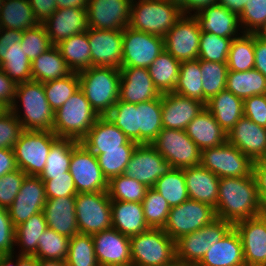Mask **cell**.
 <instances>
[{
	"mask_svg": "<svg viewBox=\"0 0 266 266\" xmlns=\"http://www.w3.org/2000/svg\"><path fill=\"white\" fill-rule=\"evenodd\" d=\"M23 131L20 121L11 110L0 117V148L14 149Z\"/></svg>",
	"mask_w": 266,
	"mask_h": 266,
	"instance_id": "58",
	"label": "cell"
},
{
	"mask_svg": "<svg viewBox=\"0 0 266 266\" xmlns=\"http://www.w3.org/2000/svg\"><path fill=\"white\" fill-rule=\"evenodd\" d=\"M46 99L54 112L80 88L77 72L43 83Z\"/></svg>",
	"mask_w": 266,
	"mask_h": 266,
	"instance_id": "47",
	"label": "cell"
},
{
	"mask_svg": "<svg viewBox=\"0 0 266 266\" xmlns=\"http://www.w3.org/2000/svg\"><path fill=\"white\" fill-rule=\"evenodd\" d=\"M78 141L59 138L47 156L44 170L38 176L41 180H50L52 176L65 175L69 171L72 151Z\"/></svg>",
	"mask_w": 266,
	"mask_h": 266,
	"instance_id": "42",
	"label": "cell"
},
{
	"mask_svg": "<svg viewBox=\"0 0 266 266\" xmlns=\"http://www.w3.org/2000/svg\"><path fill=\"white\" fill-rule=\"evenodd\" d=\"M244 116L266 128V94L255 95L243 100Z\"/></svg>",
	"mask_w": 266,
	"mask_h": 266,
	"instance_id": "61",
	"label": "cell"
},
{
	"mask_svg": "<svg viewBox=\"0 0 266 266\" xmlns=\"http://www.w3.org/2000/svg\"><path fill=\"white\" fill-rule=\"evenodd\" d=\"M225 89L243 100L255 95H264L266 77L255 68L244 72L228 71Z\"/></svg>",
	"mask_w": 266,
	"mask_h": 266,
	"instance_id": "40",
	"label": "cell"
},
{
	"mask_svg": "<svg viewBox=\"0 0 266 266\" xmlns=\"http://www.w3.org/2000/svg\"><path fill=\"white\" fill-rule=\"evenodd\" d=\"M52 46L43 24L23 31L21 47L32 62Z\"/></svg>",
	"mask_w": 266,
	"mask_h": 266,
	"instance_id": "56",
	"label": "cell"
},
{
	"mask_svg": "<svg viewBox=\"0 0 266 266\" xmlns=\"http://www.w3.org/2000/svg\"><path fill=\"white\" fill-rule=\"evenodd\" d=\"M38 266H68L66 260L38 259Z\"/></svg>",
	"mask_w": 266,
	"mask_h": 266,
	"instance_id": "72",
	"label": "cell"
},
{
	"mask_svg": "<svg viewBox=\"0 0 266 266\" xmlns=\"http://www.w3.org/2000/svg\"><path fill=\"white\" fill-rule=\"evenodd\" d=\"M23 32L0 28V68L17 85L32 80L31 61L21 47Z\"/></svg>",
	"mask_w": 266,
	"mask_h": 266,
	"instance_id": "15",
	"label": "cell"
},
{
	"mask_svg": "<svg viewBox=\"0 0 266 266\" xmlns=\"http://www.w3.org/2000/svg\"><path fill=\"white\" fill-rule=\"evenodd\" d=\"M130 250L132 266H163L176 261V242L159 228L131 236Z\"/></svg>",
	"mask_w": 266,
	"mask_h": 266,
	"instance_id": "6",
	"label": "cell"
},
{
	"mask_svg": "<svg viewBox=\"0 0 266 266\" xmlns=\"http://www.w3.org/2000/svg\"><path fill=\"white\" fill-rule=\"evenodd\" d=\"M69 172L77 193L107 192L108 190V180L98 164L97 157L80 142L74 145Z\"/></svg>",
	"mask_w": 266,
	"mask_h": 266,
	"instance_id": "13",
	"label": "cell"
},
{
	"mask_svg": "<svg viewBox=\"0 0 266 266\" xmlns=\"http://www.w3.org/2000/svg\"><path fill=\"white\" fill-rule=\"evenodd\" d=\"M80 89L99 116H106L119 100L118 68L91 66L78 73Z\"/></svg>",
	"mask_w": 266,
	"mask_h": 266,
	"instance_id": "3",
	"label": "cell"
},
{
	"mask_svg": "<svg viewBox=\"0 0 266 266\" xmlns=\"http://www.w3.org/2000/svg\"><path fill=\"white\" fill-rule=\"evenodd\" d=\"M134 149L103 150L97 155L98 164L109 181L112 177L124 174Z\"/></svg>",
	"mask_w": 266,
	"mask_h": 266,
	"instance_id": "54",
	"label": "cell"
},
{
	"mask_svg": "<svg viewBox=\"0 0 266 266\" xmlns=\"http://www.w3.org/2000/svg\"><path fill=\"white\" fill-rule=\"evenodd\" d=\"M183 173L189 199L206 203L215 209L220 178L201 165L183 168Z\"/></svg>",
	"mask_w": 266,
	"mask_h": 266,
	"instance_id": "31",
	"label": "cell"
},
{
	"mask_svg": "<svg viewBox=\"0 0 266 266\" xmlns=\"http://www.w3.org/2000/svg\"><path fill=\"white\" fill-rule=\"evenodd\" d=\"M3 1H4V0H0V10H1V8H2Z\"/></svg>",
	"mask_w": 266,
	"mask_h": 266,
	"instance_id": "77",
	"label": "cell"
},
{
	"mask_svg": "<svg viewBox=\"0 0 266 266\" xmlns=\"http://www.w3.org/2000/svg\"><path fill=\"white\" fill-rule=\"evenodd\" d=\"M142 206L149 228L163 229L171 209L165 198L155 189L148 188L142 200Z\"/></svg>",
	"mask_w": 266,
	"mask_h": 266,
	"instance_id": "51",
	"label": "cell"
},
{
	"mask_svg": "<svg viewBox=\"0 0 266 266\" xmlns=\"http://www.w3.org/2000/svg\"><path fill=\"white\" fill-rule=\"evenodd\" d=\"M238 232L246 266H266V218L258 215L233 225Z\"/></svg>",
	"mask_w": 266,
	"mask_h": 266,
	"instance_id": "22",
	"label": "cell"
},
{
	"mask_svg": "<svg viewBox=\"0 0 266 266\" xmlns=\"http://www.w3.org/2000/svg\"><path fill=\"white\" fill-rule=\"evenodd\" d=\"M183 15H195L204 8L218 4V0H176ZM194 11L192 14L191 12Z\"/></svg>",
	"mask_w": 266,
	"mask_h": 266,
	"instance_id": "65",
	"label": "cell"
},
{
	"mask_svg": "<svg viewBox=\"0 0 266 266\" xmlns=\"http://www.w3.org/2000/svg\"><path fill=\"white\" fill-rule=\"evenodd\" d=\"M214 219L216 215L213 207L188 199L171 207L163 230L176 242L179 238L209 225Z\"/></svg>",
	"mask_w": 266,
	"mask_h": 266,
	"instance_id": "10",
	"label": "cell"
},
{
	"mask_svg": "<svg viewBox=\"0 0 266 266\" xmlns=\"http://www.w3.org/2000/svg\"><path fill=\"white\" fill-rule=\"evenodd\" d=\"M204 107L201 101L175 92L162 94V127L185 130Z\"/></svg>",
	"mask_w": 266,
	"mask_h": 266,
	"instance_id": "26",
	"label": "cell"
},
{
	"mask_svg": "<svg viewBox=\"0 0 266 266\" xmlns=\"http://www.w3.org/2000/svg\"><path fill=\"white\" fill-rule=\"evenodd\" d=\"M138 1V2H137ZM132 0L129 27L164 37L183 16L175 0Z\"/></svg>",
	"mask_w": 266,
	"mask_h": 266,
	"instance_id": "4",
	"label": "cell"
},
{
	"mask_svg": "<svg viewBox=\"0 0 266 266\" xmlns=\"http://www.w3.org/2000/svg\"><path fill=\"white\" fill-rule=\"evenodd\" d=\"M48 228L43 211L32 215L15 227V246L21 247L19 255L33 256L37 251L41 233Z\"/></svg>",
	"mask_w": 266,
	"mask_h": 266,
	"instance_id": "41",
	"label": "cell"
},
{
	"mask_svg": "<svg viewBox=\"0 0 266 266\" xmlns=\"http://www.w3.org/2000/svg\"><path fill=\"white\" fill-rule=\"evenodd\" d=\"M17 168L13 149L0 148V178Z\"/></svg>",
	"mask_w": 266,
	"mask_h": 266,
	"instance_id": "67",
	"label": "cell"
},
{
	"mask_svg": "<svg viewBox=\"0 0 266 266\" xmlns=\"http://www.w3.org/2000/svg\"><path fill=\"white\" fill-rule=\"evenodd\" d=\"M203 87V103L225 90L228 74L226 63L200 60Z\"/></svg>",
	"mask_w": 266,
	"mask_h": 266,
	"instance_id": "46",
	"label": "cell"
},
{
	"mask_svg": "<svg viewBox=\"0 0 266 266\" xmlns=\"http://www.w3.org/2000/svg\"><path fill=\"white\" fill-rule=\"evenodd\" d=\"M119 100L132 104L151 101L161 94L155 88L148 68H120Z\"/></svg>",
	"mask_w": 266,
	"mask_h": 266,
	"instance_id": "27",
	"label": "cell"
},
{
	"mask_svg": "<svg viewBox=\"0 0 266 266\" xmlns=\"http://www.w3.org/2000/svg\"><path fill=\"white\" fill-rule=\"evenodd\" d=\"M201 30L194 15H183L164 36V48L180 62L198 59Z\"/></svg>",
	"mask_w": 266,
	"mask_h": 266,
	"instance_id": "16",
	"label": "cell"
},
{
	"mask_svg": "<svg viewBox=\"0 0 266 266\" xmlns=\"http://www.w3.org/2000/svg\"><path fill=\"white\" fill-rule=\"evenodd\" d=\"M163 266H184V265H182L178 260H176L175 262H173L171 264H167V265H163Z\"/></svg>",
	"mask_w": 266,
	"mask_h": 266,
	"instance_id": "76",
	"label": "cell"
},
{
	"mask_svg": "<svg viewBox=\"0 0 266 266\" xmlns=\"http://www.w3.org/2000/svg\"><path fill=\"white\" fill-rule=\"evenodd\" d=\"M232 227L226 220L216 218L209 225L179 238L176 241V260L182 265H196Z\"/></svg>",
	"mask_w": 266,
	"mask_h": 266,
	"instance_id": "11",
	"label": "cell"
},
{
	"mask_svg": "<svg viewBox=\"0 0 266 266\" xmlns=\"http://www.w3.org/2000/svg\"><path fill=\"white\" fill-rule=\"evenodd\" d=\"M247 0H218V4L226 7L230 12L237 14L238 16L244 10Z\"/></svg>",
	"mask_w": 266,
	"mask_h": 266,
	"instance_id": "68",
	"label": "cell"
},
{
	"mask_svg": "<svg viewBox=\"0 0 266 266\" xmlns=\"http://www.w3.org/2000/svg\"><path fill=\"white\" fill-rule=\"evenodd\" d=\"M75 212L80 234L92 235L112 228L108 192L77 193Z\"/></svg>",
	"mask_w": 266,
	"mask_h": 266,
	"instance_id": "8",
	"label": "cell"
},
{
	"mask_svg": "<svg viewBox=\"0 0 266 266\" xmlns=\"http://www.w3.org/2000/svg\"><path fill=\"white\" fill-rule=\"evenodd\" d=\"M95 156L103 154V150L135 149L138 145L131 141L111 120L100 116L80 141Z\"/></svg>",
	"mask_w": 266,
	"mask_h": 266,
	"instance_id": "23",
	"label": "cell"
},
{
	"mask_svg": "<svg viewBox=\"0 0 266 266\" xmlns=\"http://www.w3.org/2000/svg\"><path fill=\"white\" fill-rule=\"evenodd\" d=\"M131 141L138 144V110L137 104L118 100L106 115Z\"/></svg>",
	"mask_w": 266,
	"mask_h": 266,
	"instance_id": "49",
	"label": "cell"
},
{
	"mask_svg": "<svg viewBox=\"0 0 266 266\" xmlns=\"http://www.w3.org/2000/svg\"><path fill=\"white\" fill-rule=\"evenodd\" d=\"M71 72L57 45H52L31 62L32 80L41 83L63 78Z\"/></svg>",
	"mask_w": 266,
	"mask_h": 266,
	"instance_id": "35",
	"label": "cell"
},
{
	"mask_svg": "<svg viewBox=\"0 0 266 266\" xmlns=\"http://www.w3.org/2000/svg\"><path fill=\"white\" fill-rule=\"evenodd\" d=\"M254 54V68L266 77V40L258 34H255Z\"/></svg>",
	"mask_w": 266,
	"mask_h": 266,
	"instance_id": "66",
	"label": "cell"
},
{
	"mask_svg": "<svg viewBox=\"0 0 266 266\" xmlns=\"http://www.w3.org/2000/svg\"><path fill=\"white\" fill-rule=\"evenodd\" d=\"M70 238L47 228L39 236L37 251L33 255L37 259L66 260Z\"/></svg>",
	"mask_w": 266,
	"mask_h": 266,
	"instance_id": "50",
	"label": "cell"
},
{
	"mask_svg": "<svg viewBox=\"0 0 266 266\" xmlns=\"http://www.w3.org/2000/svg\"><path fill=\"white\" fill-rule=\"evenodd\" d=\"M58 139L52 131L23 130L13 149L17 168L27 176H39L44 170L51 146Z\"/></svg>",
	"mask_w": 266,
	"mask_h": 266,
	"instance_id": "7",
	"label": "cell"
},
{
	"mask_svg": "<svg viewBox=\"0 0 266 266\" xmlns=\"http://www.w3.org/2000/svg\"><path fill=\"white\" fill-rule=\"evenodd\" d=\"M62 57L72 72H81L91 67V49L87 31L72 35L57 44Z\"/></svg>",
	"mask_w": 266,
	"mask_h": 266,
	"instance_id": "39",
	"label": "cell"
},
{
	"mask_svg": "<svg viewBox=\"0 0 266 266\" xmlns=\"http://www.w3.org/2000/svg\"><path fill=\"white\" fill-rule=\"evenodd\" d=\"M45 185L46 198L76 196L77 190L70 172L65 175L52 176L50 180H42Z\"/></svg>",
	"mask_w": 266,
	"mask_h": 266,
	"instance_id": "59",
	"label": "cell"
},
{
	"mask_svg": "<svg viewBox=\"0 0 266 266\" xmlns=\"http://www.w3.org/2000/svg\"><path fill=\"white\" fill-rule=\"evenodd\" d=\"M16 84L0 68V101L4 102L9 108L15 97Z\"/></svg>",
	"mask_w": 266,
	"mask_h": 266,
	"instance_id": "63",
	"label": "cell"
},
{
	"mask_svg": "<svg viewBox=\"0 0 266 266\" xmlns=\"http://www.w3.org/2000/svg\"><path fill=\"white\" fill-rule=\"evenodd\" d=\"M99 266H132L130 237L114 228L92 234Z\"/></svg>",
	"mask_w": 266,
	"mask_h": 266,
	"instance_id": "21",
	"label": "cell"
},
{
	"mask_svg": "<svg viewBox=\"0 0 266 266\" xmlns=\"http://www.w3.org/2000/svg\"><path fill=\"white\" fill-rule=\"evenodd\" d=\"M164 50V37L123 29L122 67L148 68Z\"/></svg>",
	"mask_w": 266,
	"mask_h": 266,
	"instance_id": "14",
	"label": "cell"
},
{
	"mask_svg": "<svg viewBox=\"0 0 266 266\" xmlns=\"http://www.w3.org/2000/svg\"><path fill=\"white\" fill-rule=\"evenodd\" d=\"M216 218L232 225L260 213V199L253 173L247 177H224L219 180Z\"/></svg>",
	"mask_w": 266,
	"mask_h": 266,
	"instance_id": "1",
	"label": "cell"
},
{
	"mask_svg": "<svg viewBox=\"0 0 266 266\" xmlns=\"http://www.w3.org/2000/svg\"><path fill=\"white\" fill-rule=\"evenodd\" d=\"M138 144H151L162 127V94L151 101L137 104Z\"/></svg>",
	"mask_w": 266,
	"mask_h": 266,
	"instance_id": "36",
	"label": "cell"
},
{
	"mask_svg": "<svg viewBox=\"0 0 266 266\" xmlns=\"http://www.w3.org/2000/svg\"><path fill=\"white\" fill-rule=\"evenodd\" d=\"M239 21L243 33L259 34L266 26V0H247Z\"/></svg>",
	"mask_w": 266,
	"mask_h": 266,
	"instance_id": "55",
	"label": "cell"
},
{
	"mask_svg": "<svg viewBox=\"0 0 266 266\" xmlns=\"http://www.w3.org/2000/svg\"><path fill=\"white\" fill-rule=\"evenodd\" d=\"M132 0H88V26L100 30H123L129 26Z\"/></svg>",
	"mask_w": 266,
	"mask_h": 266,
	"instance_id": "19",
	"label": "cell"
},
{
	"mask_svg": "<svg viewBox=\"0 0 266 266\" xmlns=\"http://www.w3.org/2000/svg\"><path fill=\"white\" fill-rule=\"evenodd\" d=\"M185 131L201 151L227 141L226 132L206 107L187 125Z\"/></svg>",
	"mask_w": 266,
	"mask_h": 266,
	"instance_id": "32",
	"label": "cell"
},
{
	"mask_svg": "<svg viewBox=\"0 0 266 266\" xmlns=\"http://www.w3.org/2000/svg\"><path fill=\"white\" fill-rule=\"evenodd\" d=\"M57 8H85L87 9L88 0H56Z\"/></svg>",
	"mask_w": 266,
	"mask_h": 266,
	"instance_id": "69",
	"label": "cell"
},
{
	"mask_svg": "<svg viewBox=\"0 0 266 266\" xmlns=\"http://www.w3.org/2000/svg\"><path fill=\"white\" fill-rule=\"evenodd\" d=\"M10 108L2 101H0V117L8 112Z\"/></svg>",
	"mask_w": 266,
	"mask_h": 266,
	"instance_id": "74",
	"label": "cell"
},
{
	"mask_svg": "<svg viewBox=\"0 0 266 266\" xmlns=\"http://www.w3.org/2000/svg\"><path fill=\"white\" fill-rule=\"evenodd\" d=\"M148 187L125 174L108 181V195L111 200L142 202Z\"/></svg>",
	"mask_w": 266,
	"mask_h": 266,
	"instance_id": "48",
	"label": "cell"
},
{
	"mask_svg": "<svg viewBox=\"0 0 266 266\" xmlns=\"http://www.w3.org/2000/svg\"><path fill=\"white\" fill-rule=\"evenodd\" d=\"M112 228L128 237L149 229L142 202L111 200Z\"/></svg>",
	"mask_w": 266,
	"mask_h": 266,
	"instance_id": "33",
	"label": "cell"
},
{
	"mask_svg": "<svg viewBox=\"0 0 266 266\" xmlns=\"http://www.w3.org/2000/svg\"><path fill=\"white\" fill-rule=\"evenodd\" d=\"M173 168L196 167L201 162V150L185 130L163 128L151 143Z\"/></svg>",
	"mask_w": 266,
	"mask_h": 266,
	"instance_id": "9",
	"label": "cell"
},
{
	"mask_svg": "<svg viewBox=\"0 0 266 266\" xmlns=\"http://www.w3.org/2000/svg\"><path fill=\"white\" fill-rule=\"evenodd\" d=\"M18 266H38V259L35 256L18 254Z\"/></svg>",
	"mask_w": 266,
	"mask_h": 266,
	"instance_id": "71",
	"label": "cell"
},
{
	"mask_svg": "<svg viewBox=\"0 0 266 266\" xmlns=\"http://www.w3.org/2000/svg\"><path fill=\"white\" fill-rule=\"evenodd\" d=\"M200 165L219 178L247 177L253 173V161L227 141L202 150Z\"/></svg>",
	"mask_w": 266,
	"mask_h": 266,
	"instance_id": "12",
	"label": "cell"
},
{
	"mask_svg": "<svg viewBox=\"0 0 266 266\" xmlns=\"http://www.w3.org/2000/svg\"><path fill=\"white\" fill-rule=\"evenodd\" d=\"M232 38L220 37L216 34L201 31L198 59L227 63Z\"/></svg>",
	"mask_w": 266,
	"mask_h": 266,
	"instance_id": "53",
	"label": "cell"
},
{
	"mask_svg": "<svg viewBox=\"0 0 266 266\" xmlns=\"http://www.w3.org/2000/svg\"><path fill=\"white\" fill-rule=\"evenodd\" d=\"M14 254H0V266H18V255Z\"/></svg>",
	"mask_w": 266,
	"mask_h": 266,
	"instance_id": "70",
	"label": "cell"
},
{
	"mask_svg": "<svg viewBox=\"0 0 266 266\" xmlns=\"http://www.w3.org/2000/svg\"><path fill=\"white\" fill-rule=\"evenodd\" d=\"M195 266H246L243 245L236 229L232 227L212 245Z\"/></svg>",
	"mask_w": 266,
	"mask_h": 266,
	"instance_id": "30",
	"label": "cell"
},
{
	"mask_svg": "<svg viewBox=\"0 0 266 266\" xmlns=\"http://www.w3.org/2000/svg\"><path fill=\"white\" fill-rule=\"evenodd\" d=\"M43 213L49 229L69 238L79 234L75 212V196L47 198Z\"/></svg>",
	"mask_w": 266,
	"mask_h": 266,
	"instance_id": "29",
	"label": "cell"
},
{
	"mask_svg": "<svg viewBox=\"0 0 266 266\" xmlns=\"http://www.w3.org/2000/svg\"><path fill=\"white\" fill-rule=\"evenodd\" d=\"M200 59L181 62L177 85L173 92L203 103Z\"/></svg>",
	"mask_w": 266,
	"mask_h": 266,
	"instance_id": "44",
	"label": "cell"
},
{
	"mask_svg": "<svg viewBox=\"0 0 266 266\" xmlns=\"http://www.w3.org/2000/svg\"><path fill=\"white\" fill-rule=\"evenodd\" d=\"M205 107L226 134L244 116L243 99L226 89L211 97L206 102Z\"/></svg>",
	"mask_w": 266,
	"mask_h": 266,
	"instance_id": "34",
	"label": "cell"
},
{
	"mask_svg": "<svg viewBox=\"0 0 266 266\" xmlns=\"http://www.w3.org/2000/svg\"><path fill=\"white\" fill-rule=\"evenodd\" d=\"M15 227L10 219L8 210L0 207V254L16 253Z\"/></svg>",
	"mask_w": 266,
	"mask_h": 266,
	"instance_id": "60",
	"label": "cell"
},
{
	"mask_svg": "<svg viewBox=\"0 0 266 266\" xmlns=\"http://www.w3.org/2000/svg\"><path fill=\"white\" fill-rule=\"evenodd\" d=\"M258 35L261 36L264 40H266V26L260 31Z\"/></svg>",
	"mask_w": 266,
	"mask_h": 266,
	"instance_id": "75",
	"label": "cell"
},
{
	"mask_svg": "<svg viewBox=\"0 0 266 266\" xmlns=\"http://www.w3.org/2000/svg\"><path fill=\"white\" fill-rule=\"evenodd\" d=\"M46 200L44 182L38 176H26L19 193L7 209L14 227L42 212Z\"/></svg>",
	"mask_w": 266,
	"mask_h": 266,
	"instance_id": "20",
	"label": "cell"
},
{
	"mask_svg": "<svg viewBox=\"0 0 266 266\" xmlns=\"http://www.w3.org/2000/svg\"><path fill=\"white\" fill-rule=\"evenodd\" d=\"M46 29L52 45L75 34L88 30L87 9L85 8H57V10L42 23Z\"/></svg>",
	"mask_w": 266,
	"mask_h": 266,
	"instance_id": "25",
	"label": "cell"
},
{
	"mask_svg": "<svg viewBox=\"0 0 266 266\" xmlns=\"http://www.w3.org/2000/svg\"><path fill=\"white\" fill-rule=\"evenodd\" d=\"M255 34L242 33L231 42L227 57L229 71L244 72L254 68Z\"/></svg>",
	"mask_w": 266,
	"mask_h": 266,
	"instance_id": "43",
	"label": "cell"
},
{
	"mask_svg": "<svg viewBox=\"0 0 266 266\" xmlns=\"http://www.w3.org/2000/svg\"><path fill=\"white\" fill-rule=\"evenodd\" d=\"M153 189L165 198L170 207L189 199L183 169L173 168L156 181Z\"/></svg>",
	"mask_w": 266,
	"mask_h": 266,
	"instance_id": "45",
	"label": "cell"
},
{
	"mask_svg": "<svg viewBox=\"0 0 266 266\" xmlns=\"http://www.w3.org/2000/svg\"><path fill=\"white\" fill-rule=\"evenodd\" d=\"M39 24L28 0L3 1L0 10V28L23 32Z\"/></svg>",
	"mask_w": 266,
	"mask_h": 266,
	"instance_id": "37",
	"label": "cell"
},
{
	"mask_svg": "<svg viewBox=\"0 0 266 266\" xmlns=\"http://www.w3.org/2000/svg\"><path fill=\"white\" fill-rule=\"evenodd\" d=\"M66 261L68 266H99L92 235L79 233L70 238Z\"/></svg>",
	"mask_w": 266,
	"mask_h": 266,
	"instance_id": "52",
	"label": "cell"
},
{
	"mask_svg": "<svg viewBox=\"0 0 266 266\" xmlns=\"http://www.w3.org/2000/svg\"><path fill=\"white\" fill-rule=\"evenodd\" d=\"M17 100L22 103V108H19ZM19 109H23V115ZM10 110L20 121L23 130L53 132L54 110L46 99L43 83L30 80L17 84Z\"/></svg>",
	"mask_w": 266,
	"mask_h": 266,
	"instance_id": "2",
	"label": "cell"
},
{
	"mask_svg": "<svg viewBox=\"0 0 266 266\" xmlns=\"http://www.w3.org/2000/svg\"><path fill=\"white\" fill-rule=\"evenodd\" d=\"M181 62L164 50L148 67L150 77L160 94L174 91Z\"/></svg>",
	"mask_w": 266,
	"mask_h": 266,
	"instance_id": "38",
	"label": "cell"
},
{
	"mask_svg": "<svg viewBox=\"0 0 266 266\" xmlns=\"http://www.w3.org/2000/svg\"><path fill=\"white\" fill-rule=\"evenodd\" d=\"M99 117L79 88L54 112L53 133L80 142Z\"/></svg>",
	"mask_w": 266,
	"mask_h": 266,
	"instance_id": "5",
	"label": "cell"
},
{
	"mask_svg": "<svg viewBox=\"0 0 266 266\" xmlns=\"http://www.w3.org/2000/svg\"><path fill=\"white\" fill-rule=\"evenodd\" d=\"M194 17L199 23L200 30L205 33L232 39L238 38L242 35L240 33H243L239 16L219 4L204 8Z\"/></svg>",
	"mask_w": 266,
	"mask_h": 266,
	"instance_id": "28",
	"label": "cell"
},
{
	"mask_svg": "<svg viewBox=\"0 0 266 266\" xmlns=\"http://www.w3.org/2000/svg\"><path fill=\"white\" fill-rule=\"evenodd\" d=\"M227 142L253 162L266 159V128L243 116L227 134Z\"/></svg>",
	"mask_w": 266,
	"mask_h": 266,
	"instance_id": "24",
	"label": "cell"
},
{
	"mask_svg": "<svg viewBox=\"0 0 266 266\" xmlns=\"http://www.w3.org/2000/svg\"><path fill=\"white\" fill-rule=\"evenodd\" d=\"M27 175L20 169L0 178V207L8 209L16 198Z\"/></svg>",
	"mask_w": 266,
	"mask_h": 266,
	"instance_id": "57",
	"label": "cell"
},
{
	"mask_svg": "<svg viewBox=\"0 0 266 266\" xmlns=\"http://www.w3.org/2000/svg\"><path fill=\"white\" fill-rule=\"evenodd\" d=\"M172 169L171 164L151 144H138L124 174L153 188L156 181Z\"/></svg>",
	"mask_w": 266,
	"mask_h": 266,
	"instance_id": "17",
	"label": "cell"
},
{
	"mask_svg": "<svg viewBox=\"0 0 266 266\" xmlns=\"http://www.w3.org/2000/svg\"><path fill=\"white\" fill-rule=\"evenodd\" d=\"M91 49V66L120 69L123 58V30L88 28Z\"/></svg>",
	"mask_w": 266,
	"mask_h": 266,
	"instance_id": "18",
	"label": "cell"
},
{
	"mask_svg": "<svg viewBox=\"0 0 266 266\" xmlns=\"http://www.w3.org/2000/svg\"><path fill=\"white\" fill-rule=\"evenodd\" d=\"M262 217L266 218V197L260 202V213Z\"/></svg>",
	"mask_w": 266,
	"mask_h": 266,
	"instance_id": "73",
	"label": "cell"
},
{
	"mask_svg": "<svg viewBox=\"0 0 266 266\" xmlns=\"http://www.w3.org/2000/svg\"><path fill=\"white\" fill-rule=\"evenodd\" d=\"M253 175L257 184L260 202L266 197V159L253 162Z\"/></svg>",
	"mask_w": 266,
	"mask_h": 266,
	"instance_id": "64",
	"label": "cell"
},
{
	"mask_svg": "<svg viewBox=\"0 0 266 266\" xmlns=\"http://www.w3.org/2000/svg\"><path fill=\"white\" fill-rule=\"evenodd\" d=\"M40 24L44 23L56 10V0H28Z\"/></svg>",
	"mask_w": 266,
	"mask_h": 266,
	"instance_id": "62",
	"label": "cell"
}]
</instances>
